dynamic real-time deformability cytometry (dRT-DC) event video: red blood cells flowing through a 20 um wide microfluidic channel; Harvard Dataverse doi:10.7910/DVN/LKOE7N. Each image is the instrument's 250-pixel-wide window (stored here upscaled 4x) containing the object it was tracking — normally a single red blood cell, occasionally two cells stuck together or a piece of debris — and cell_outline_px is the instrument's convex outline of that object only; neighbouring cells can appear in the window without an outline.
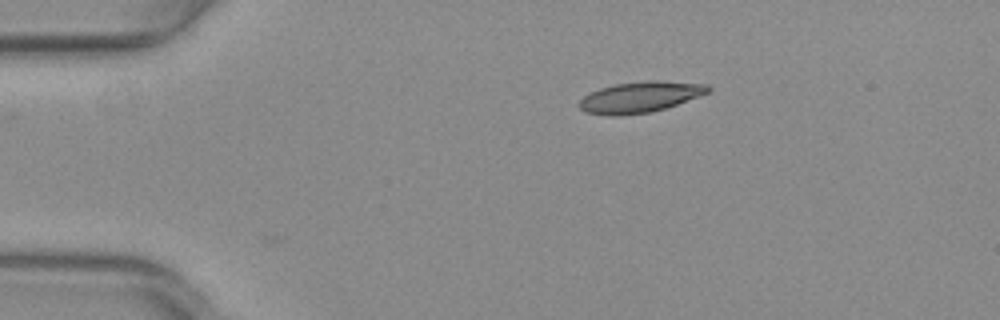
{"species": "common noctule bat (a hibernating species)", "species_latin": "Nyctalus noctula", "temperature_condition": "warm", "stored_images_in_passage": 3, "camera_frame_rate_fps": 3000, "um_per_image_px": 0.085, "animal": {"sex": "female", "body_mass_g": 29.2, "forearm_length_mm": 56.3}, "frame": {"image": 1, "passage_image": 3, "time_ms": 0.667, "image_size_px": [1000, 320], "cell_outline_px": [[712, 88], [708, 92], [676, 104], [664, 108], [648, 112], [620, 116], [612, 116], [584, 112], [580, 108], [580, 100], [584, 96], [600, 88], [616, 84], [644, 80], [656, 80], [708, 84]], "centroid_in_image_um": [54.39, 8.24], "position_along_channel_um": 30.6, "area_um2": 22.95}}